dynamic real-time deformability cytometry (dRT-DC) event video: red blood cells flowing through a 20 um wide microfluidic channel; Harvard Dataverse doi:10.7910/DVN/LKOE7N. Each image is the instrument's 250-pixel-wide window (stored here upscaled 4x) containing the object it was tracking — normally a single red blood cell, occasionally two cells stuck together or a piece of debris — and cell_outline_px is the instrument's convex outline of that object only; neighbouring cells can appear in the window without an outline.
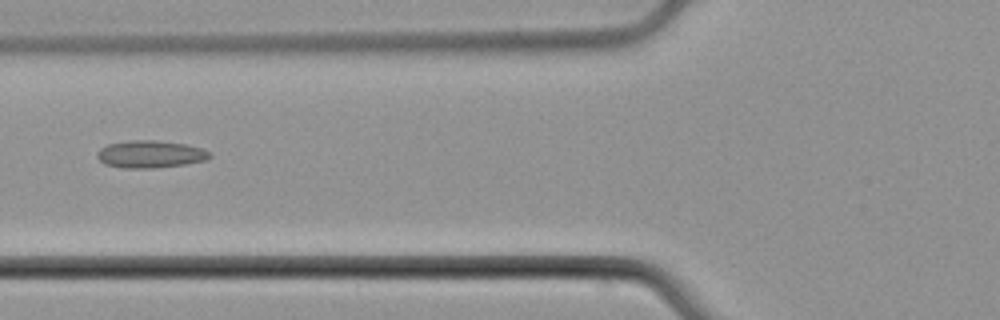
{"species": "common noctule bat (a hibernating species)", "species_latin": "Nyctalus noctula", "temperature_condition": "cold", "stored_images_in_passage": 6, "camera_frame_rate_fps": 3000, "um_per_image_px": 0.085, "animal": {"sex": "male", "body_mass_g": 21.5, "forearm_length_mm": 52.0}, "frame": {"image": 1, "passage_image": 6, "time_ms": 6.0, "image_size_px": [1000, 320], "cell_outline_px": [[212, 156], [208, 160], [184, 164], [156, 168], [120, 168], [104, 164], [96, 156], [96, 152], [100, 148], [108, 144], [128, 140], [156, 140], [188, 144], [204, 148], [212, 152]], "centroid_in_image_um": [12.81, 13.1], "position_along_channel_um": 113.0, "area_um2": 18.38}}